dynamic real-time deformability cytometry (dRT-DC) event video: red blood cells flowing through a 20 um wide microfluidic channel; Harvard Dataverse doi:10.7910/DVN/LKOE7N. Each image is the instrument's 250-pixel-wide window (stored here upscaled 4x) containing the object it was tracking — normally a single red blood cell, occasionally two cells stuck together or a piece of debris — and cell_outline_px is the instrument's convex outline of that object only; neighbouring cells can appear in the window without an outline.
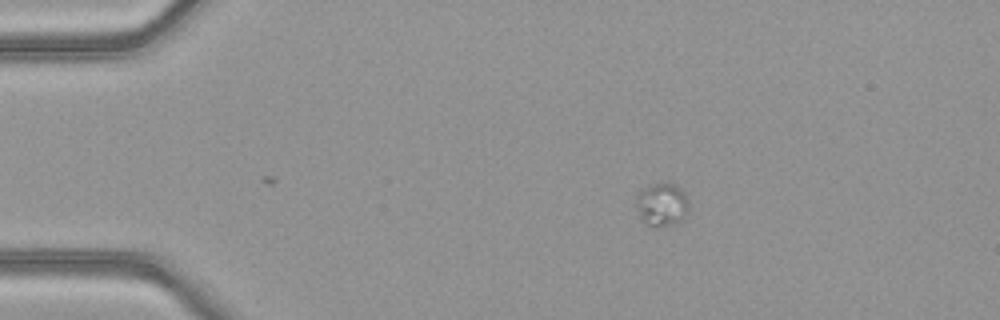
{"species": "common noctule bat (a hibernating species)", "species_latin": "Nyctalus noctula", "temperature_condition": "warm", "stored_images_in_passage": 28, "camera_frame_rate_fps": 3000, "um_per_image_px": 0.085, "animal": {"sex": "female", "body_mass_g": 21.9}, "frame": {"image": 1, "passage_image": 1, "time_ms": 0.0, "image_size_px": [1000, 320], "cell_outline_px": [[688, 212], [680, 220], [672, 224], [648, 224], [640, 216], [636, 208], [636, 196], [644, 188], [652, 184], [676, 184], [684, 192], [688, 200]], "centroid_in_image_um": [56.27, 17.34], "position_along_channel_um": 28.7, "area_um2": 12.72}}